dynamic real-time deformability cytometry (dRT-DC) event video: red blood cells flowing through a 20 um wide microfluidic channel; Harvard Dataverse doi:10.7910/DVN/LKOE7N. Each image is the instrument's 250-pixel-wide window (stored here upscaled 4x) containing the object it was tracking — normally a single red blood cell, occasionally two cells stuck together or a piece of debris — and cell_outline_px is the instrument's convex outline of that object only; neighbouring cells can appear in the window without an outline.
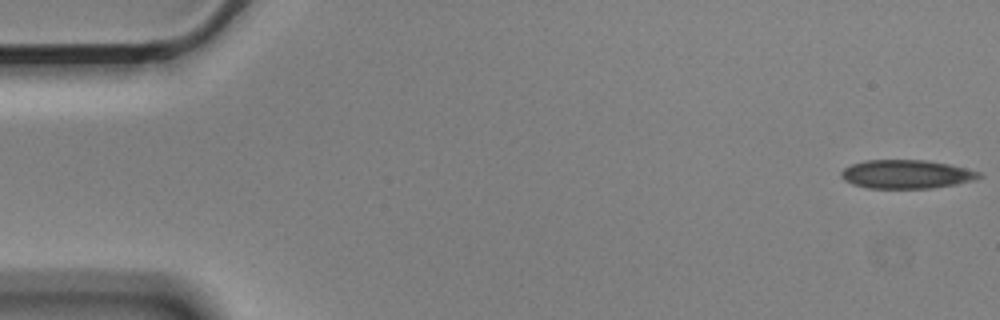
{"species": "Egyptian fruit bat (a non-hibernating species)", "species_latin": "Rousettus aegyptiacus", "temperature_condition": "cold", "stored_images_in_passage": 55, "camera_frame_rate_fps": 3000, "um_per_image_px": 0.085, "animal": {"sex": "male"}, "frame": {"image": 1, "passage_image": 1, "time_ms": 0.0, "image_size_px": [1000, 320], "cell_outline_px": [[984, 176], [976, 180], [956, 184], [932, 188], [868, 188], [852, 184], [844, 180], [840, 176], [840, 172], [844, 168], [852, 164], [864, 160], [924, 160], [948, 164], [980, 172]], "centroid_in_image_um": [77.04, 14.81], "position_along_channel_um": 8.0, "area_um2": 23.06}}
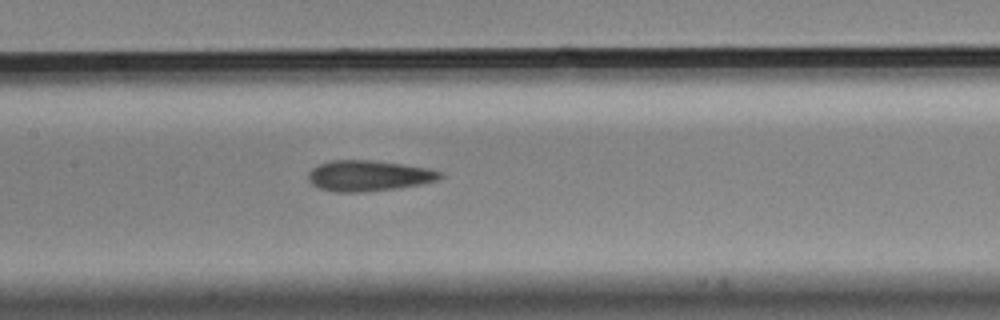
{"frame": {"image": 2, "passage_image": 26, "time_ms": 8.333, "image_size_px": [1000, 320], "cell_outline_px": [[444, 176], [436, 180], [420, 184], [396, 188], [364, 192], [336, 192], [320, 188], [312, 184], [308, 180], [308, 172], [312, 168], [320, 164], [332, 160], [372, 160], [428, 168], [444, 172]], "centroid_in_image_um": [31.33, 14.94], "position_along_channel_um": 176.1, "area_um2": 23.52}}
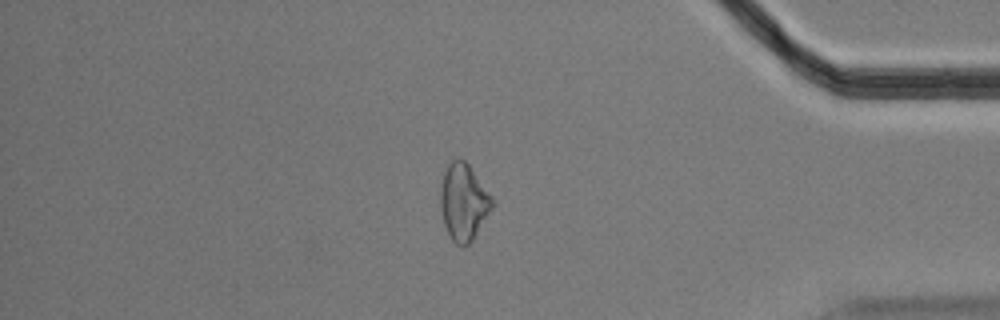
{"frame": {"image": 3, "passage_image": 47, "time_ms": 15.333, "image_size_px": [1000, 320], "cell_outline_px": [[492, 208], [472, 240], [468, 244], [456, 244], [452, 240], [444, 224], [440, 208], [440, 184], [444, 172], [448, 164], [456, 156], [464, 160], [468, 164], [492, 196]], "centroid_in_image_um": [39.37, 17.13], "position_along_channel_um": 395.8, "area_um2": 22.89}, "authors_computed_cell_mechanics": {"area_um2": 23.3512, "velocity_mm_per_s": 3.5767, "shape_relaxation_time_tau1_ms": 8.3281, "shape_relaxation_time_tau2_ms": 6.0837, "deformation_change_tau1": 0.1358, "deformation_change_tau2": 0.1485}}